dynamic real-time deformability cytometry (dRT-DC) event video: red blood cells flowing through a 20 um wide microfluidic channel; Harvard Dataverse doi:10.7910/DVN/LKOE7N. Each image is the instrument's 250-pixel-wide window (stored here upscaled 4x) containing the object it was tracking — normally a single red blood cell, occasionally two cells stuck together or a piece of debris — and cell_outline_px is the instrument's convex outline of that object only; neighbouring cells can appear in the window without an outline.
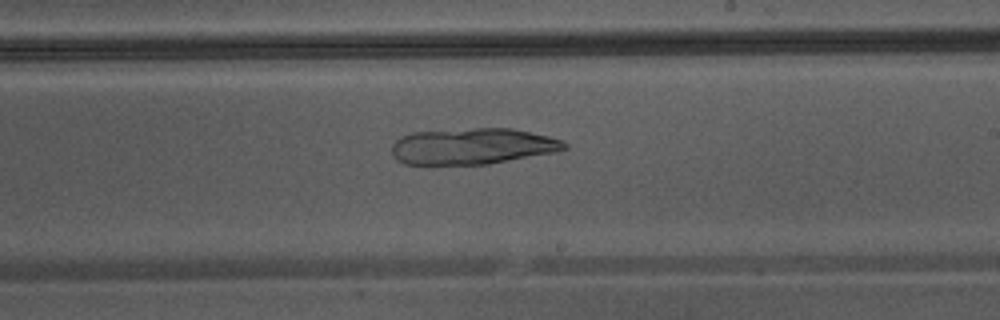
{"species": "Egyptian fruit bat (a non-hibernating species)", "species_latin": "Rousettus aegyptiacus", "temperature_condition": "warm", "stored_images_in_passage": 29, "camera_frame_rate_fps": 3000, "um_per_image_px": 0.085, "animal": {"sex": "male"}, "frame": {"image": 1, "passage_image": 17, "time_ms": 5.333, "image_size_px": [1000, 320], "cell_outline_px": [[568, 148], [552, 152], [488, 164], [404, 164], [396, 160], [392, 152], [392, 144], [400, 136], [412, 132], [472, 128], [512, 128], [548, 136], [560, 140], [568, 144]], "centroid_in_image_um": [40.11, 12.42], "position_along_channel_um": 248.9, "area_um2": 36.24}}